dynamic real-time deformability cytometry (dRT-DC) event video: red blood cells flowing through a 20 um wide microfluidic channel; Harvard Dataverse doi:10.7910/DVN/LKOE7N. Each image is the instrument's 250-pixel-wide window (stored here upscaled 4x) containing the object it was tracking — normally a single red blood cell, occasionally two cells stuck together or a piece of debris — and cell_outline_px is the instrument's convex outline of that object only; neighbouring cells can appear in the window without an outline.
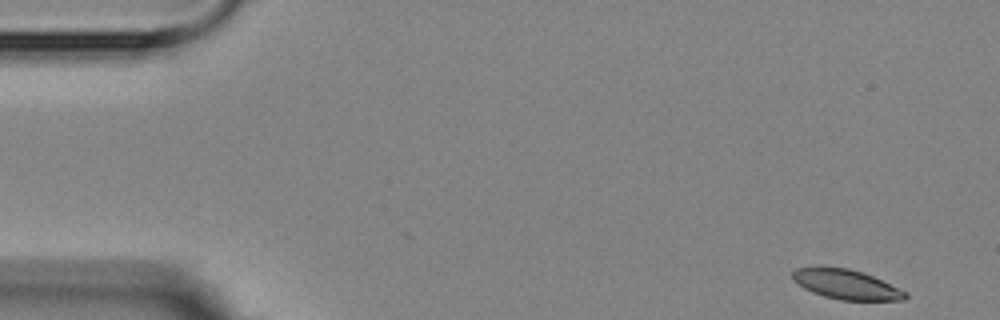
{"species": "Egyptian fruit bat (a non-hibernating species)", "species_latin": "Rousettus aegyptiacus", "temperature_condition": "room temperature", "stored_images_in_passage": 6, "camera_frame_rate_fps": 3000, "um_per_image_px": 0.085, "animal": {"sex": "female"}, "frame": {"image": 1, "passage_image": 1, "time_ms": 0.0, "image_size_px": [1000, 320], "cell_outline_px": [[908, 296], [904, 300], [840, 300], [824, 296], [812, 292], [804, 288], [792, 280], [792, 272], [796, 268], [848, 268], [872, 276], [908, 292]], "centroid_in_image_um": [71.94, 24.2], "position_along_channel_um": 13.1, "area_um2": 19.13}}
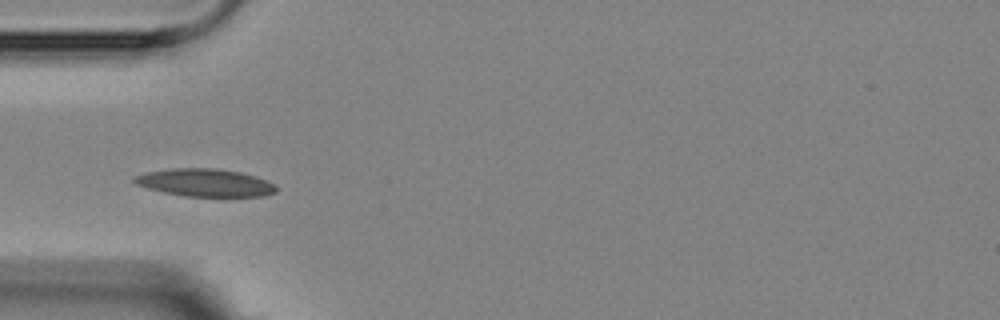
{"frame": {"image": 2, "passage_image": 5, "time_ms": 4.667, "image_size_px": [1000, 320], "cell_outline_px": [[276, 192], [264, 196], [184, 196], [164, 192], [148, 188], [136, 184], [132, 180], [132, 176], [148, 172], [172, 168], [216, 168], [240, 172], [276, 184]], "centroid_in_image_um": [17.4, 15.52], "position_along_channel_um": 67.6, "area_um2": 22.72}}
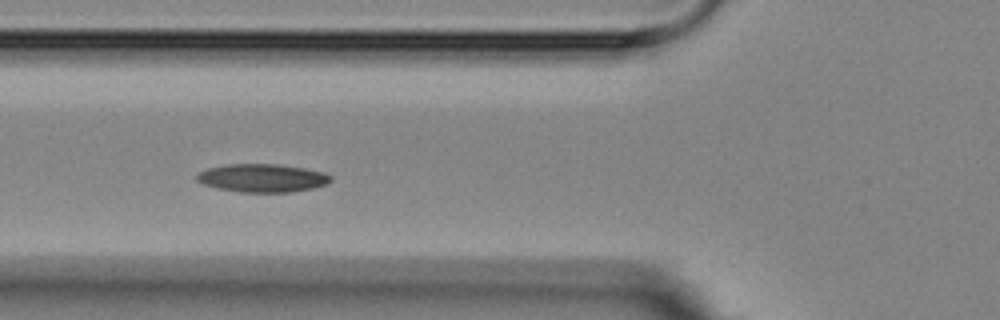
{"frame": {"image": 3, "passage_image": 6, "time_ms": 5.667, "image_size_px": [1000, 320], "cell_outline_px": [[332, 180], [328, 184], [312, 188], [292, 192], [240, 192], [216, 188], [204, 184], [196, 180], [196, 176], [200, 172], [208, 168], [228, 164], [276, 164], [304, 168], [324, 172], [332, 176]], "centroid_in_image_um": [22.32, 15.13], "position_along_channel_um": 103.5, "area_um2": 22.02}}